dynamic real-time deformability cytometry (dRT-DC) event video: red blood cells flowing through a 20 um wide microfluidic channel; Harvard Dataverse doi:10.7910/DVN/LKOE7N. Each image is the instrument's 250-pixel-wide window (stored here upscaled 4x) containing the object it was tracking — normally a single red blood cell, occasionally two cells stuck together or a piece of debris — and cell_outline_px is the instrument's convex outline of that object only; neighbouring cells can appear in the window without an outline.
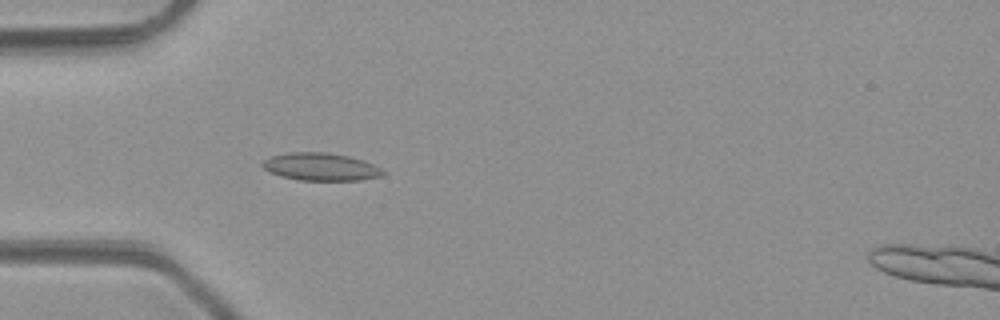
{"species": "common noctule bat (a hibernating species)", "species_latin": "Nyctalus noctula", "temperature_condition": "room temperature", "stored_images_in_passage": 5, "camera_frame_rate_fps": 3000, "um_per_image_px": 0.085, "animal": {"sex": "male", "body_mass_g": 23.1, "forearm_length_mm": 52.7}, "frame": {"image": 1, "passage_image": 4, "time_ms": 3.333, "image_size_px": [1000, 320], "cell_outline_px": [[384, 172], [380, 176], [360, 180], [300, 180], [268, 172], [260, 164], [264, 160], [272, 156], [288, 152], [320, 152], [348, 156], [364, 160], [380, 168]], "centroid_in_image_um": [27.23, 14.17], "position_along_channel_um": 57.8, "area_um2": 19.13}}